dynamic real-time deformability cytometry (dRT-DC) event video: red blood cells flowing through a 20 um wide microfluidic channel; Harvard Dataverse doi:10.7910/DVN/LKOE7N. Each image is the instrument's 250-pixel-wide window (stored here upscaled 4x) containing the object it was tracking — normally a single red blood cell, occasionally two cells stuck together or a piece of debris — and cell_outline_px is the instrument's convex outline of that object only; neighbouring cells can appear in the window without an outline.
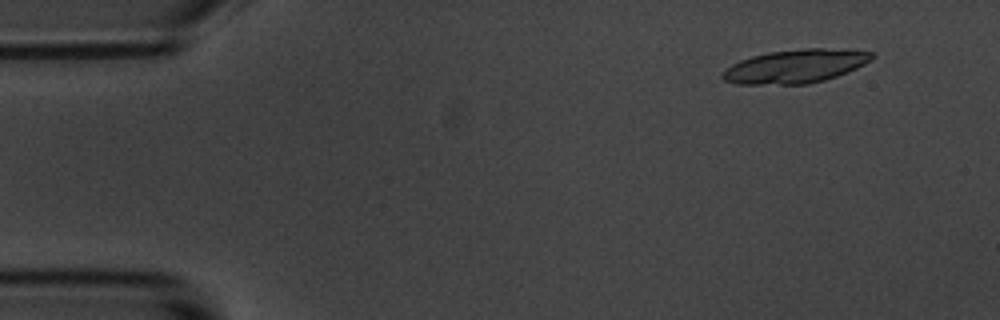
{"species": "common noctule bat (a hibernating species)", "species_latin": "Nyctalus noctula", "temperature_condition": "room temperature", "stored_images_in_passage": 6, "camera_frame_rate_fps": 3000, "um_per_image_px": 0.085, "animal": {"sex": "male", "body_mass_g": 20.1, "forearm_length_mm": 53.5}, "frame": {"image": 1, "passage_image": 2, "time_ms": 1.333, "image_size_px": [1000, 320], "cell_outline_px": [[876, 56], [872, 60], [856, 68], [836, 76], [824, 80], [808, 84], [736, 84], [724, 80], [720, 76], [732, 64], [740, 60], [752, 56], [768, 52], [804, 48], [824, 48], [872, 52]], "centroid_in_image_um": [67.61, 5.63], "position_along_channel_um": 17.4, "area_um2": 29.02}}
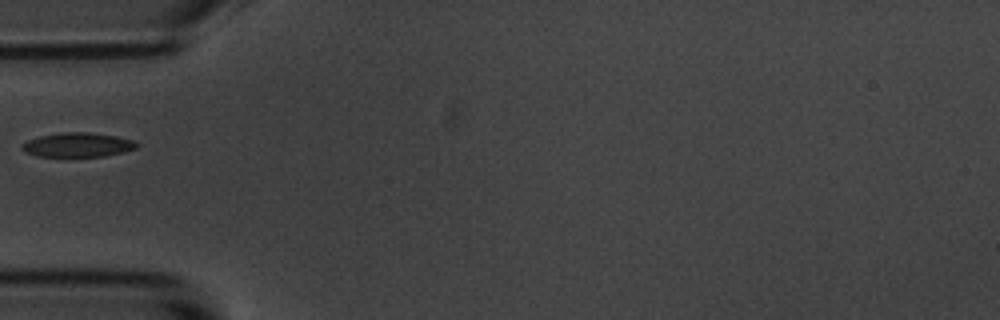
{"frame": {"image": 2, "passage_image": 6, "time_ms": 6.0, "image_size_px": [1000, 320], "cell_outline_px": [[140, 144], [136, 148], [104, 156], [36, 156], [24, 152], [20, 148], [20, 144], [28, 140], [40, 136], [64, 132], [88, 132], [116, 136], [132, 140]], "centroid_in_image_um": [6.56, 12.31], "position_along_channel_um": 78.4, "area_um2": 16.13}}